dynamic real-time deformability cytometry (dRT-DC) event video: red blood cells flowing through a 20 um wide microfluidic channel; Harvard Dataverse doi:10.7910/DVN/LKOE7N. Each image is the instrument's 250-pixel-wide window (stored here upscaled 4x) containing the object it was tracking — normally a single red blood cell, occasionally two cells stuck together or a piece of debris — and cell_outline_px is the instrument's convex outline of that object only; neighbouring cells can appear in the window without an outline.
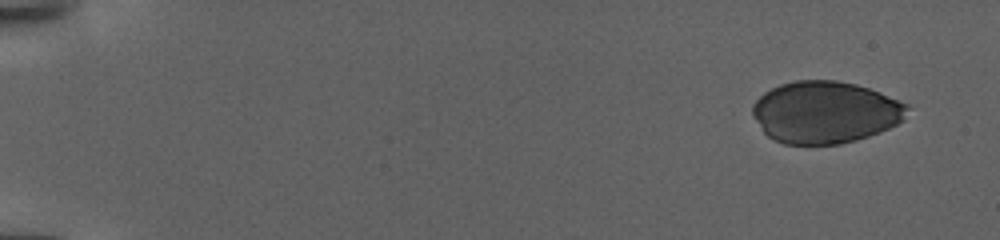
{"species": "human", "species_latin": "Homo sapiens", "temperature_condition": "warm", "stored_images_in_passage": 117, "camera_frame_rate_fps": 3000, "um_per_image_px": 0.085, "donor": {"sex": "female"}, "frame": {"image": 1, "passage_image": 1, "time_ms": 0.0, "image_size_px": [1000, 240], "cell_outline_px": [[908, 108], [904, 120], [888, 128], [868, 136], [856, 140], [840, 144], [784, 144], [768, 136], [764, 132], [752, 116], [752, 104], [764, 92], [780, 84], [796, 80], [836, 80], [856, 84], [868, 88], [908, 104]], "centroid_in_image_um": [70.12, 9.53], "position_along_channel_um": 14.9, "area_um2": 55.83}}